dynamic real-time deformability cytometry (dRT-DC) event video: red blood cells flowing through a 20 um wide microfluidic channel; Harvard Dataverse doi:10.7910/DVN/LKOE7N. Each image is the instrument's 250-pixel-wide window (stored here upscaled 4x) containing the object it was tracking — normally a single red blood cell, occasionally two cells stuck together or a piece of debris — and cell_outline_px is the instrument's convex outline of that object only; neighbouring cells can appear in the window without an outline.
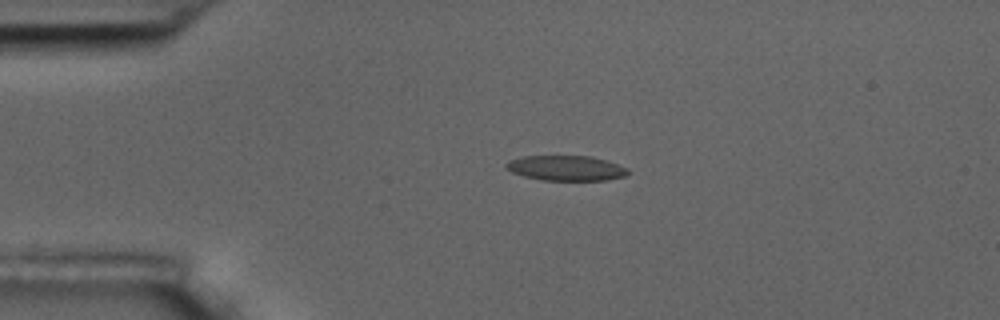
{"species": "common noctule bat (a hibernating species)", "species_latin": "Nyctalus noctula", "temperature_condition": "room temperature", "stored_images_in_passage": 3, "camera_frame_rate_fps": 3000, "um_per_image_px": 0.085, "animal": {"sex": "male", "body_mass_g": 17.5, "forearm_length_mm": 52.3}, "frame": {"image": 1, "passage_image": 2, "time_ms": 1.333, "image_size_px": [1000, 320], "cell_outline_px": [[628, 172], [624, 176], [608, 180], [540, 180], [524, 176], [512, 172], [504, 168], [504, 164], [508, 160], [524, 156], [592, 156], [628, 168]], "centroid_in_image_um": [48.06, 14.29], "position_along_channel_um": 36.9, "area_um2": 17.8}}